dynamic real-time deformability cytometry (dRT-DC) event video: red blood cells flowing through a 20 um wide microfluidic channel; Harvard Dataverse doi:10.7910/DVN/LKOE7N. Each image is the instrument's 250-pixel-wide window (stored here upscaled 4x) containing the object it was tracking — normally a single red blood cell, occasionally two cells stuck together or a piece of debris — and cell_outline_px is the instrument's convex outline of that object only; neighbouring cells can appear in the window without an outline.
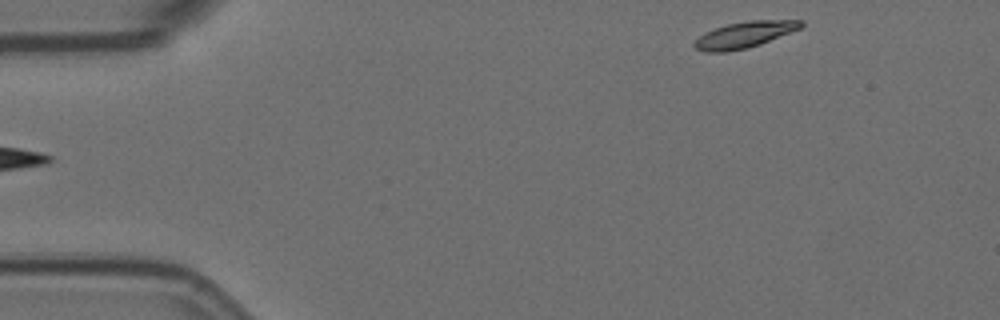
{"species": "Egyptian fruit bat (a non-hibernating species)", "species_latin": "Rousettus aegyptiacus", "temperature_condition": "room temperature", "stored_images_in_passage": 3, "segment_of_instrument_passage": [2, 2], "camera_frame_rate_fps": 3000, "um_per_image_px": 0.085, "animal": {"sex": "female"}, "frame": {"image": 1, "passage_image": 3, "time_ms": 0.667, "image_size_px": [1000, 320], "cell_outline_px": [[804, 24], [800, 28], [760, 44], [748, 48], [728, 52], [704, 52], [696, 48], [692, 44], [704, 32], [728, 24], [748, 20], [804, 20]], "centroid_in_image_um": [63.26, 2.95], "position_along_channel_um": 21.7, "area_um2": 16.18}}